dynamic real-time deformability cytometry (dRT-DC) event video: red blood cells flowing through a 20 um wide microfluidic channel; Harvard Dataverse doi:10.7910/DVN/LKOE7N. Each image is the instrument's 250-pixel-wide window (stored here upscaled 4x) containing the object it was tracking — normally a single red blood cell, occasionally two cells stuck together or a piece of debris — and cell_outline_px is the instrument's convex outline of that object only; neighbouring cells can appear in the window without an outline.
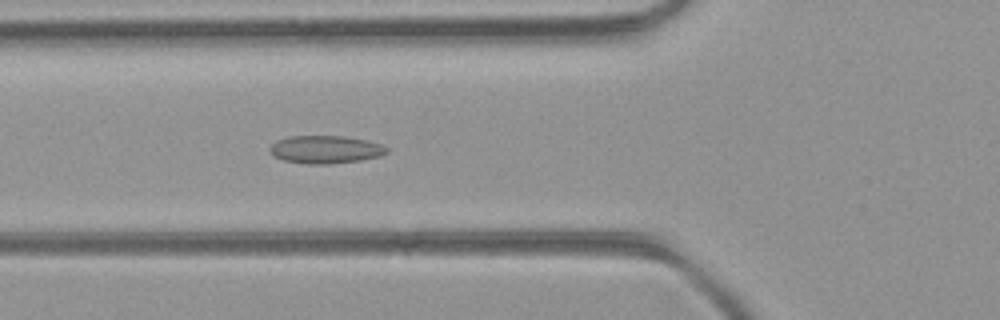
{"species": "common noctule bat (a hibernating species)", "species_latin": "Nyctalus noctula", "temperature_condition": "room temperature", "stored_images_in_passage": 16, "camera_frame_rate_fps": 3000, "um_per_image_px": 0.085, "animal": {"sex": "female", "body_mass_g": 21.9}, "frame": {"image": 1, "passage_image": 7, "time_ms": 2.0, "image_size_px": [1000, 320], "cell_outline_px": [[388, 152], [380, 156], [360, 160], [332, 164], [308, 164], [284, 160], [276, 156], [268, 148], [276, 140], [288, 136], [344, 136], [368, 140], [380, 144], [388, 148]], "centroid_in_image_um": [27.68, 12.7], "position_along_channel_um": 98.1, "area_um2": 18.96}}
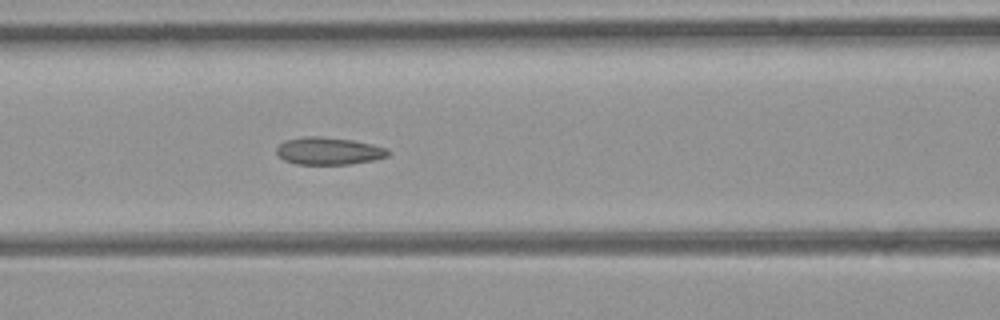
{"frame": {"image": 2, "passage_image": 10, "time_ms": 3.0, "image_size_px": [1000, 320], "cell_outline_px": [[392, 152], [388, 156], [372, 160], [348, 164], [296, 164], [284, 160], [276, 152], [276, 148], [284, 140], [304, 136], [320, 136], [352, 140], [372, 144], [388, 148]], "centroid_in_image_um": [27.95, 12.82], "position_along_channel_um": 138.7, "area_um2": 17.86}}